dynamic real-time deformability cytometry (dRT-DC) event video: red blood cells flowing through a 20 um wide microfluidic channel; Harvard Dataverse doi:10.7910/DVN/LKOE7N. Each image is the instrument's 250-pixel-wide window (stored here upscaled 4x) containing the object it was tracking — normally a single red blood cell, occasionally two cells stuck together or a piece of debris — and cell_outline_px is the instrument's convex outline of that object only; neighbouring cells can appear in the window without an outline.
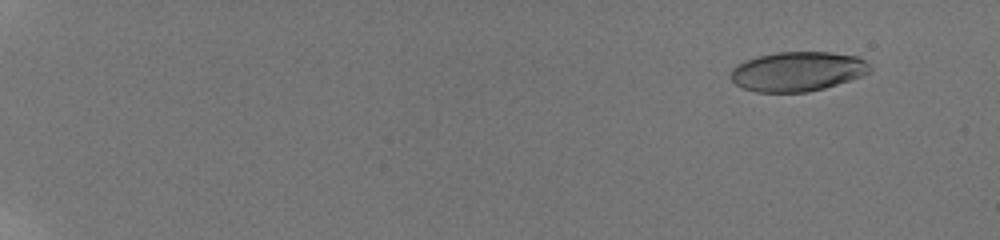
{"species": "human", "species_latin": "Homo sapiens", "temperature_condition": "room temperature", "stored_images_in_passage": 55, "camera_frame_rate_fps": 3000, "um_per_image_px": 0.085, "donor": {"sex": "male"}, "frame": {"image": 1, "passage_image": 6, "time_ms": 1.667, "image_size_px": [1000, 240], "cell_outline_px": [[872, 68], [868, 72], [860, 76], [824, 88], [808, 92], [756, 92], [744, 88], [736, 84], [732, 80], [732, 68], [736, 64], [744, 60], [756, 56], [776, 52], [832, 52], [856, 56], [864, 60]], "centroid_in_image_um": [67.76, 6.06], "position_along_channel_um": 17.2, "area_um2": 31.96}}
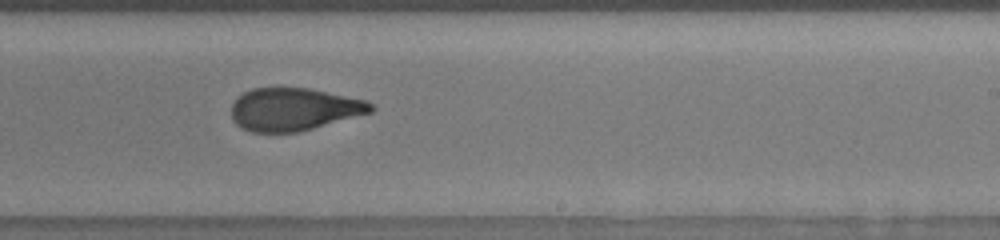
{"frame": {"image": 2, "passage_image": 38, "time_ms": 12.333, "image_size_px": [1000, 240], "cell_outline_px": [[376, 108], [372, 112], [312, 128], [296, 132], [252, 132], [240, 128], [232, 120], [232, 104], [236, 96], [252, 88], [308, 88], [364, 100], [372, 104]], "centroid_in_image_um": [24.93, 9.29], "position_along_channel_um": 264.1, "area_um2": 34.51}}
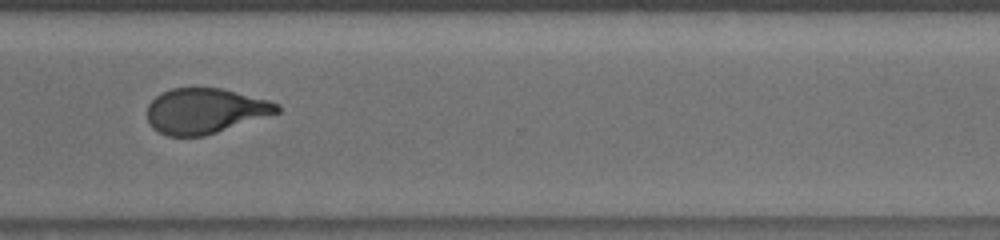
{"frame": {"image": 3, "passage_image": 45, "time_ms": 14.667, "image_size_px": [1000, 240], "cell_outline_px": [[280, 112], [204, 136], [168, 136], [152, 128], [148, 120], [148, 104], [160, 92], [172, 88], [196, 84], [220, 88], [268, 100], [280, 104]], "centroid_in_image_um": [17.4, 9.38], "position_along_channel_um": 353.2, "area_um2": 34.74}, "authors_computed_cell_mechanics": {"area_um2": 34.5066, "velocity_mm_per_s": 3.8368, "shape_relaxation_time_tau1_ms": 6.2724, "shape_relaxation_time_tau2_ms": 1.5414, "deformation_change_tau1": 0.229, "deformation_change_tau2": 0.0892}}